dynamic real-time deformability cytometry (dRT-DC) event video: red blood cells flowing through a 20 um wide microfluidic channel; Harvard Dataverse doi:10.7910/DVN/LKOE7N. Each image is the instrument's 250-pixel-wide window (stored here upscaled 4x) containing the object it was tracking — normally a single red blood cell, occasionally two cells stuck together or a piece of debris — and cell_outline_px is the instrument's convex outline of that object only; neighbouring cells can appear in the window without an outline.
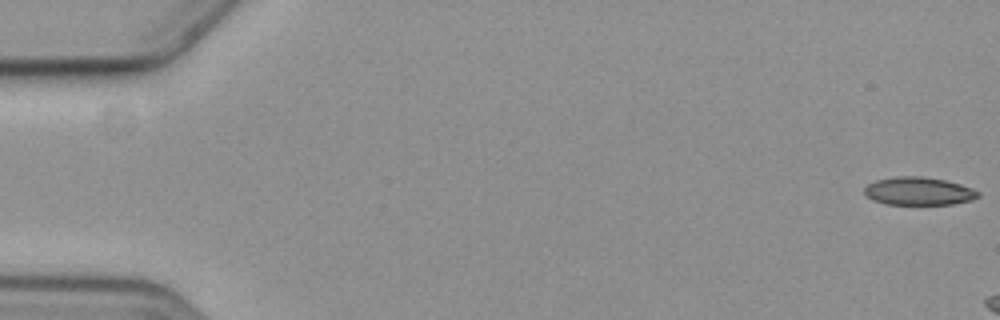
{"species": "common noctule bat (a hibernating species)", "species_latin": "Nyctalus noctula", "temperature_condition": "cold", "stored_images_in_passage": 3, "camera_frame_rate_fps": 3000, "um_per_image_px": 0.085, "animal": {"sex": "female", "body_mass_g": 19.3, "forearm_length_mm": 54.1}, "frame": {"image": 1, "passage_image": 1, "time_ms": 0.0, "image_size_px": [1000, 320], "cell_outline_px": [[980, 196], [972, 200], [952, 204], [888, 204], [872, 200], [864, 192], [864, 188], [868, 184], [876, 180], [896, 176], [924, 176], [944, 180], [960, 184], [972, 188], [980, 192]], "centroid_in_image_um": [78.1, 16.24], "position_along_channel_um": 6.9, "area_um2": 18.55}}